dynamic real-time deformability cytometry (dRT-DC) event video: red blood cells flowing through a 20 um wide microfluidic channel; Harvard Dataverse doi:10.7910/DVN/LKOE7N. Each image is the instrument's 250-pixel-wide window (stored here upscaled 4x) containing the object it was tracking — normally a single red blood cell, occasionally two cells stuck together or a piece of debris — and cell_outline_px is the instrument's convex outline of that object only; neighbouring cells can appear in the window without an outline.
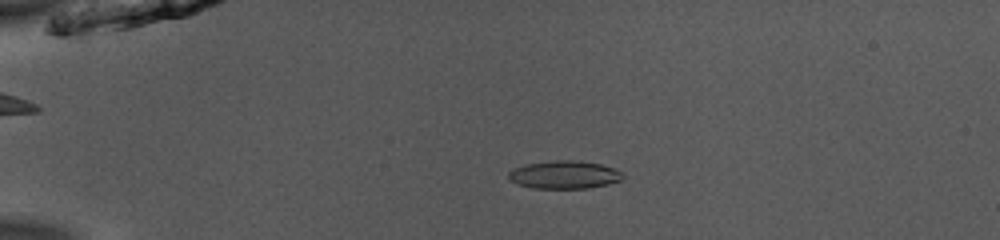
{"species": "common noctule bat (a hibernating species)", "species_latin": "Nyctalus noctula", "temperature_condition": "room temperature", "stored_images_in_passage": 51, "camera_frame_rate_fps": 3000, "um_per_image_px": 0.085, "animal": {"sex": "male", "body_mass_g": 13.0, "forearm_length_mm": 53.1}, "frame": {"image": 1, "passage_image": 12, "time_ms": 3.667, "image_size_px": [1000, 240], "cell_outline_px": [[624, 176], [620, 180], [608, 184], [588, 188], [532, 188], [516, 184], [508, 176], [508, 172], [524, 164], [556, 160], [572, 160], [600, 164], [616, 168], [624, 172]], "centroid_in_image_um": [47.99, 14.85], "position_along_channel_um": 37.0, "area_um2": 18.61}}
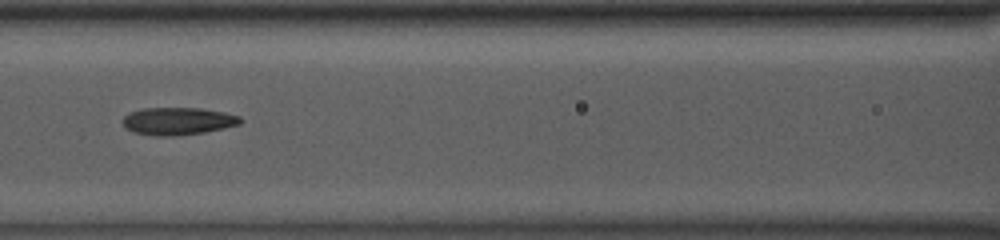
{"frame": {"image": 2, "passage_image": 24, "time_ms": 7.667, "image_size_px": [1000, 240], "cell_outline_px": [[244, 120], [240, 124], [224, 128], [204, 132], [172, 136], [152, 136], [132, 132], [124, 128], [124, 116], [132, 112], [144, 108], [200, 108], [224, 112], [240, 116]], "centroid_in_image_um": [15.14, 10.3], "position_along_channel_um": 151.5, "area_um2": 18.9}}
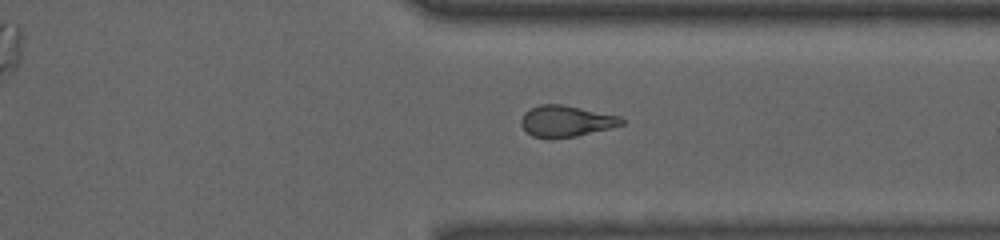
{"frame": {"image": 3, "passage_image": 40, "time_ms": 13.0, "image_size_px": [1000, 240], "cell_outline_px": [[624, 124], [576, 136], [552, 140], [548, 140], [532, 136], [520, 124], [520, 120], [524, 112], [540, 104], [560, 104], [620, 116], [624, 120]], "centroid_in_image_um": [48.07, 10.32], "position_along_channel_um": 363.3, "area_um2": 18.32}, "authors_computed_cell_mechanics": {"area_um2": 18.5538, "velocity_mm_per_s": 3.9725, "shape_relaxation_time_tau1_ms": 6.8487, "shape_relaxation_time_tau2_ms": 3.0363, "deformation_change_tau1": 0.1918, "deformation_change_tau2": 0.1069}}